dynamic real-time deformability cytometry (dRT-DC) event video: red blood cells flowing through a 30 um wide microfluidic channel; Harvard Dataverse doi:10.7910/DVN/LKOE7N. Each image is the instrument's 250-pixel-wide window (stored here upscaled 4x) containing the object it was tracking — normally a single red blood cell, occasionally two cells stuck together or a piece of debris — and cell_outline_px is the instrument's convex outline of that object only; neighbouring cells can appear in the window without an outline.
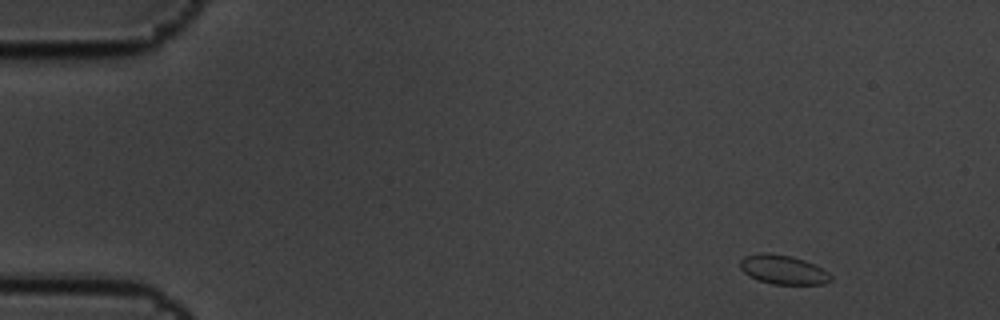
{"species": "common noctule bat (a hibernating species)", "species_latin": "Nyctalus noctula", "temperature_condition": "cold", "stored_images_in_passage": 9, "camera_frame_rate_fps": 3000, "um_per_image_px": 0.085, "animal": {"sex": "male", "body_mass_g": 19.5, "forearm_length_mm": 54.6}, "frame": {"image": 1, "passage_image": 1, "time_ms": 0.0, "image_size_px": [1000, 320], "cell_outline_px": [[832, 280], [824, 284], [772, 284], [748, 276], [740, 268], [740, 260], [744, 256], [760, 252], [764, 252], [792, 256], [804, 260], [828, 272], [832, 276]], "centroid_in_image_um": [66.54, 22.92], "position_along_channel_um": 18.5, "area_um2": 15.37}}
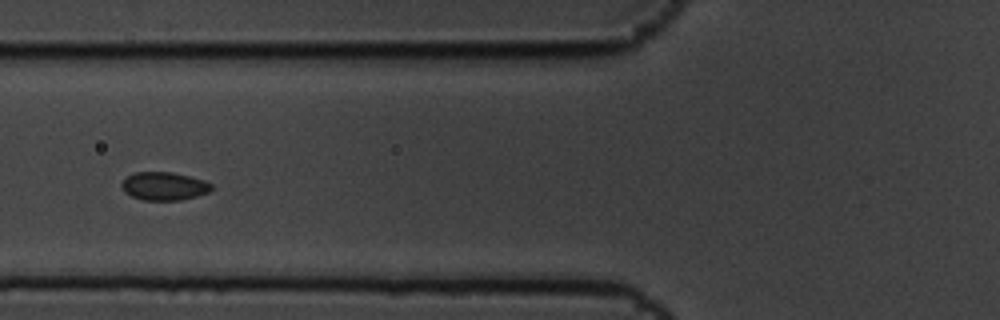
{"frame": {"image": 2, "passage_image": 6, "time_ms": 1.667, "image_size_px": [1000, 320], "cell_outline_px": [[212, 188], [208, 192], [196, 196], [180, 200], [144, 200], [132, 196], [124, 192], [120, 184], [132, 172], [172, 172], [204, 180], [212, 184]], "centroid_in_image_um": [13.93, 15.82], "position_along_channel_um": 111.9, "area_um2": 14.68}}
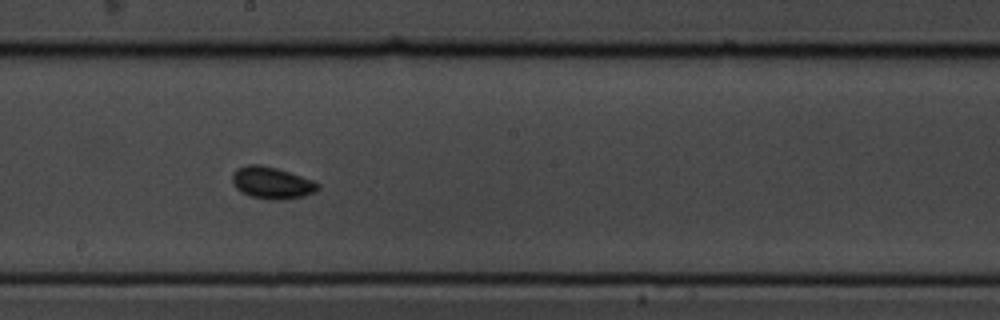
{"frame": {"image": 3, "passage_image": 9, "time_ms": 2.667, "image_size_px": [1000, 320], "cell_outline_px": [[320, 188], [316, 192], [304, 196], [284, 200], [268, 200], [252, 196], [240, 192], [236, 188], [232, 180], [232, 176], [236, 168], [248, 164], [260, 164], [276, 168], [312, 180], [320, 184]], "centroid_in_image_um": [23.11, 15.55], "position_along_channel_um": 225.1, "area_um2": 16.01}}